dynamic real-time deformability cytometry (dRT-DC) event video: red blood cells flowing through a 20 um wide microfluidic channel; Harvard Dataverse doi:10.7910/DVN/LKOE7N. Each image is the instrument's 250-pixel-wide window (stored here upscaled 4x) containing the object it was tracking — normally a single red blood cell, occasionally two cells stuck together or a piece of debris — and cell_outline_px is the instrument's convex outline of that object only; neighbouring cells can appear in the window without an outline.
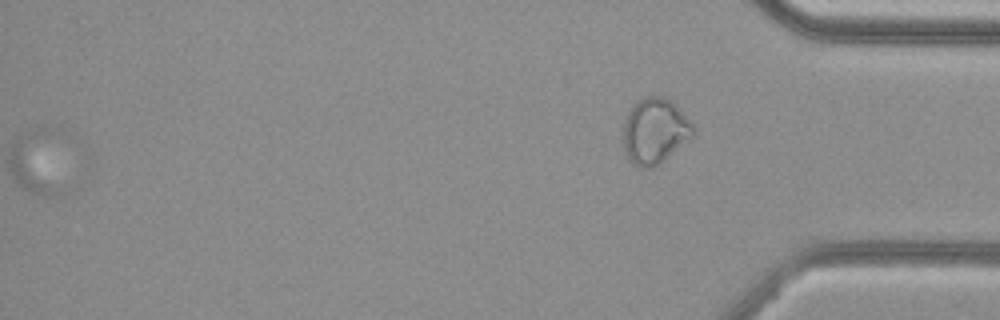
{"species": "common noctule bat (a hibernating species)", "species_latin": "Nyctalus noctula", "temperature_condition": "cold", "stored_images_in_passage": 58, "segment_of_instrument_passage": [2, 2], "camera_frame_rate_fps": 3000, "um_per_image_px": 0.085, "animal": {"sex": "female", "body_mass_g": 29.2, "forearm_length_mm": 56.3}, "frame": {"image": 1, "passage_image": 58, "time_ms": 19.0, "image_size_px": [1000, 320], "cell_outline_px": [[696, 132], [692, 136], [652, 168], [644, 168], [632, 164], [624, 148], [620, 132], [624, 120], [628, 112], [640, 100], [648, 96], [660, 96], [672, 100], [676, 104], [696, 128]], "centroid_in_image_um": [55.63, 11.12], "position_along_channel_um": 379.6, "area_um2": 26.59}}